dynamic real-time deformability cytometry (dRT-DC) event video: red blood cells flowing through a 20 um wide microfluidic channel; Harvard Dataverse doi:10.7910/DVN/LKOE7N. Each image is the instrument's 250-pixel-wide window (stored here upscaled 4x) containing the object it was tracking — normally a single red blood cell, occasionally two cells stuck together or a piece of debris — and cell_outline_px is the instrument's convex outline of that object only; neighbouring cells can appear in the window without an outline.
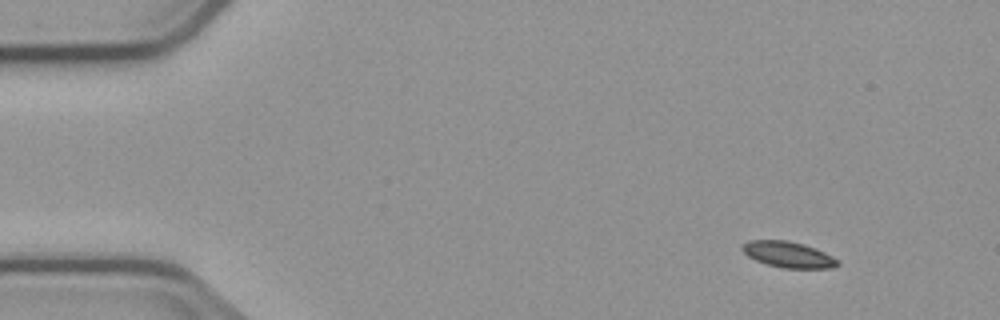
{"species": "common noctule bat (a hibernating species)", "species_latin": "Nyctalus noctula", "temperature_condition": "cold", "stored_images_in_passage": 5, "camera_frame_rate_fps": 3000, "um_per_image_px": 0.085, "animal": {"sex": "male", "body_mass_g": 23.1, "forearm_length_mm": 52.7}, "frame": {"image": 1, "passage_image": 1, "time_ms": 0.0, "image_size_px": [1000, 320], "cell_outline_px": [[840, 264], [832, 268], [784, 268], [768, 264], [756, 260], [748, 256], [740, 248], [748, 240], [788, 240], [804, 244], [816, 248], [840, 260]], "centroid_in_image_um": [67.03, 21.63], "position_along_channel_um": 18.0, "area_um2": 14.45}}